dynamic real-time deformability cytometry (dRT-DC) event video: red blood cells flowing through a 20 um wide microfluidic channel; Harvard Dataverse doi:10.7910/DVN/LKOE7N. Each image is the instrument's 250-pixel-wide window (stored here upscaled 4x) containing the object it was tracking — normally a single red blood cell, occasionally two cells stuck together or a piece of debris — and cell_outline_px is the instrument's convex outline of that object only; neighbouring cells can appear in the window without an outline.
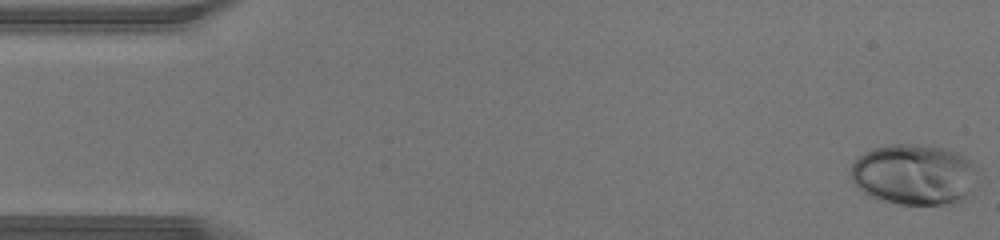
{"species": "human", "species_latin": "Homo sapiens", "temperature_condition": "warm", "stored_images_in_passage": 45, "camera_frame_rate_fps": 3000, "um_per_image_px": 0.085, "donor": {"sex": "male"}, "frame": {"image": 1, "passage_image": 1, "time_ms": 0.0, "image_size_px": [1000, 240], "cell_outline_px": [[980, 172], [968, 192], [956, 204], [900, 204], [884, 200], [872, 196], [864, 192], [852, 180], [852, 164], [864, 152], [872, 148], [896, 144], [900, 144], [940, 148], [952, 152], [968, 160], [980, 168]], "centroid_in_image_um": [77.71, 14.85], "position_along_channel_um": 7.3, "area_um2": 44.04}}
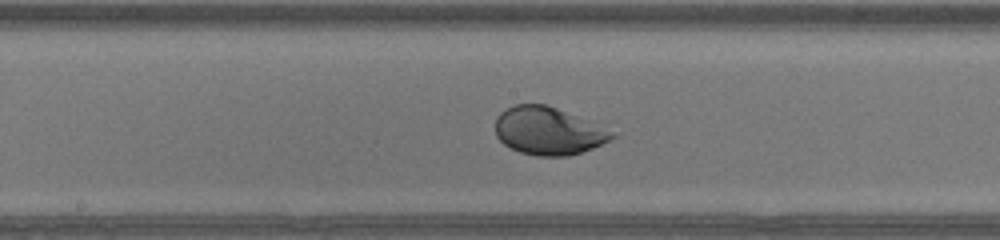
{"frame": {"image": 2, "passage_image": 23, "time_ms": 7.333, "image_size_px": [1000, 240], "cell_outline_px": [[616, 136], [592, 148], [568, 156], [536, 156], [520, 152], [504, 144], [496, 136], [496, 116], [504, 108], [516, 104], [544, 104], [556, 108], [576, 116], [612, 132]], "centroid_in_image_um": [46.52, 11.13], "position_along_channel_um": 201.7, "area_um2": 31.85}}
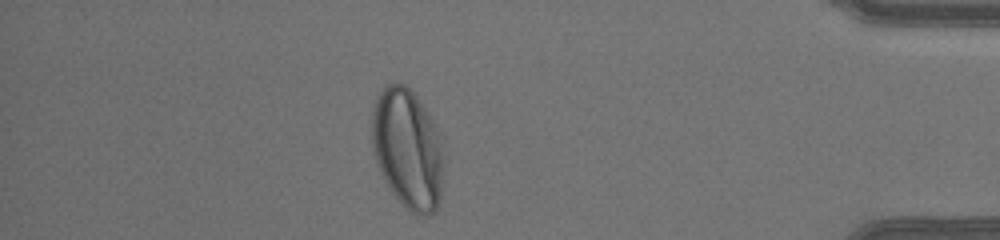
{"frame": {"image": 3, "passage_image": 39, "time_ms": 12.667, "image_size_px": [1000, 240], "cell_outline_px": [[444, 172], [440, 200], [436, 208], [428, 216], [412, 212], [392, 192], [376, 160], [372, 144], [372, 104], [376, 96], [384, 84], [396, 80], [404, 84], [416, 96], [428, 116], [436, 132]], "centroid_in_image_um": [34.6, 12.6], "position_along_channel_um": 400.6, "area_um2": 49.3}}